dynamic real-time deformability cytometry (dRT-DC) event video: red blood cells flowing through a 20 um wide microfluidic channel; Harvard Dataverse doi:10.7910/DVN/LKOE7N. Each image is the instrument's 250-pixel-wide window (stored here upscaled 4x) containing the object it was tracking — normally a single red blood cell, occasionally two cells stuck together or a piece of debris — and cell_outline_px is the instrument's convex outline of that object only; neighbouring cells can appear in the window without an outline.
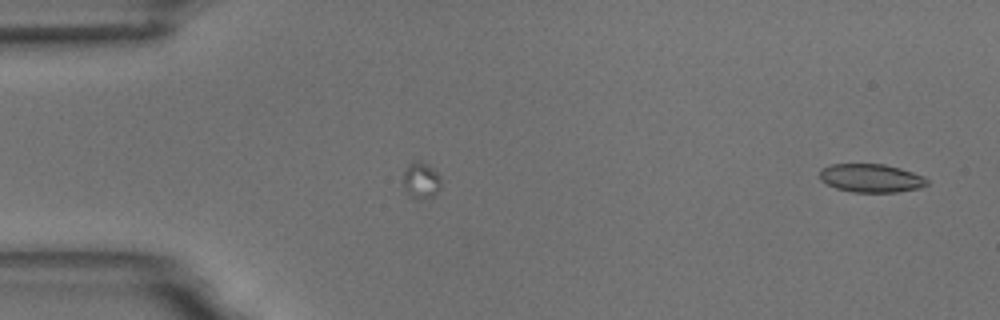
{"species": "common noctule bat (a hibernating species)", "species_latin": "Nyctalus noctula", "temperature_condition": "room temperature", "stored_images_in_passage": 18, "segment_of_instrument_passage": [2, 2], "camera_frame_rate_fps": 3000, "um_per_image_px": 0.085, "animal": {"sex": "male", "body_mass_g": 18.8}, "frame": {"image": 1, "passage_image": 18, "time_ms": 5.667, "image_size_px": [1000, 320], "cell_outline_px": [[928, 184], [920, 188], [896, 192], [852, 192], [836, 188], [820, 180], [820, 168], [832, 164], [884, 164], [900, 168], [924, 176], [928, 180]], "centroid_in_image_um": [74.04, 15.14], "position_along_channel_um": 11.0, "area_um2": 17.8}}